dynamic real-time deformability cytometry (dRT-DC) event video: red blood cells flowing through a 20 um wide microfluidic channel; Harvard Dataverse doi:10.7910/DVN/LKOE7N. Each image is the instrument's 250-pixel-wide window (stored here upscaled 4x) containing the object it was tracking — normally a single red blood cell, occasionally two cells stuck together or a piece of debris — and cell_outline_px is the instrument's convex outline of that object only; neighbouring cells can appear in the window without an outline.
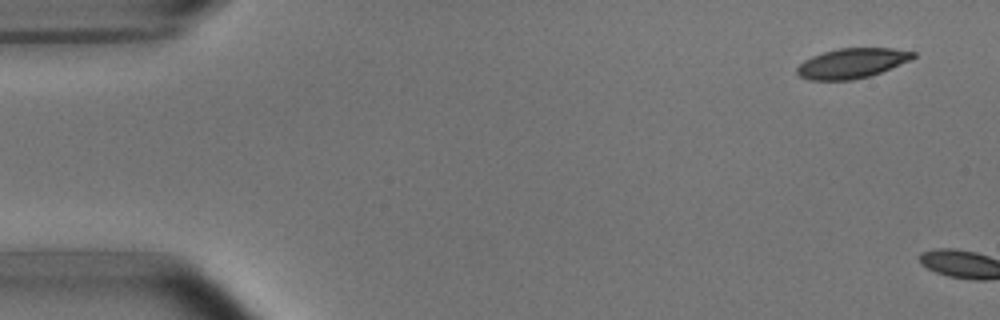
{"species": "common noctule bat (a hibernating species)", "species_latin": "Nyctalus noctula", "temperature_condition": "room temperature", "stored_images_in_passage": 2, "camera_frame_rate_fps": 3000, "um_per_image_px": 0.085, "animal": {"sex": "male", "body_mass_g": 15.6}, "frame": {"image": 1, "passage_image": 1, "time_ms": 0.0, "image_size_px": [1000, 320], "cell_outline_px": [[916, 56], [908, 60], [880, 72], [868, 76], [852, 80], [808, 80], [800, 76], [796, 72], [796, 68], [804, 60], [812, 56], [824, 52], [840, 48], [892, 48], [916, 52]], "centroid_in_image_um": [72.37, 5.37], "position_along_channel_um": 12.6, "area_um2": 20.0}}